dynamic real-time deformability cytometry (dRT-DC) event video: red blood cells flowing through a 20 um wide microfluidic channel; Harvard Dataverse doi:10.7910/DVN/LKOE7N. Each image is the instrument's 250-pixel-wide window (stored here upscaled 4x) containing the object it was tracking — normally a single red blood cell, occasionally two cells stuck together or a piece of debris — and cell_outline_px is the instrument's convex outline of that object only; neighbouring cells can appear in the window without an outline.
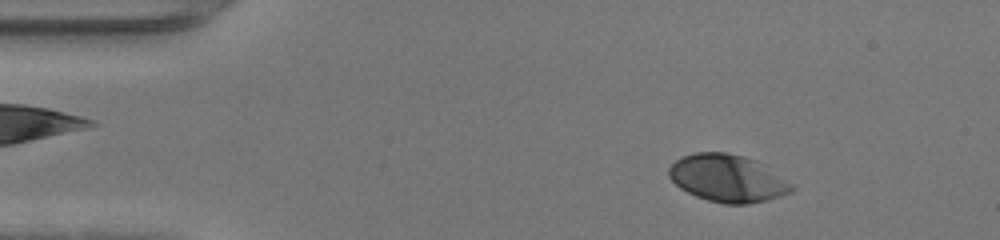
{"species": "human", "species_latin": "Homo sapiens", "temperature_condition": "warm", "stored_images_in_passage": 47, "camera_frame_rate_fps": 3000, "um_per_image_px": 0.085, "donor": {"sex": "female"}, "frame": {"image": 1, "passage_image": 6, "time_ms": 1.667, "image_size_px": [1000, 240], "cell_outline_px": [[796, 188], [792, 192], [780, 196], [748, 204], [724, 204], [708, 200], [696, 196], [680, 188], [668, 176], [668, 168], [680, 156], [696, 152], [728, 152], [744, 156], [756, 160], [796, 184]], "centroid_in_image_um": [61.87, 15.14], "position_along_channel_um": 23.1, "area_um2": 34.22}}
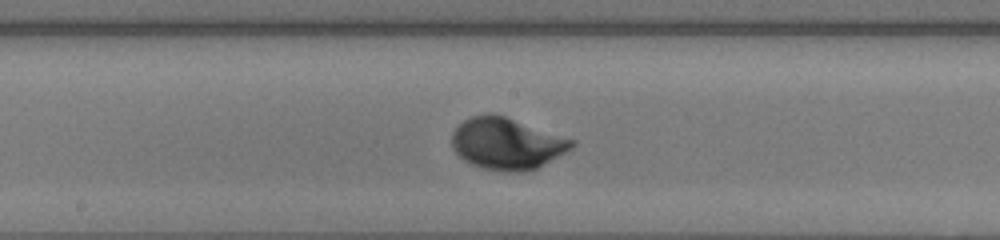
{"frame": {"image": 2, "passage_image": 24, "time_ms": 7.667, "image_size_px": [1000, 240], "cell_outline_px": [[576, 144], [572, 148], [536, 168], [524, 172], [504, 172], [480, 168], [464, 160], [452, 148], [452, 132], [464, 120], [472, 116], [488, 112], [492, 112], [576, 140]], "centroid_in_image_um": [43.06, 12.2], "position_along_channel_um": 205.1, "area_um2": 36.07}}
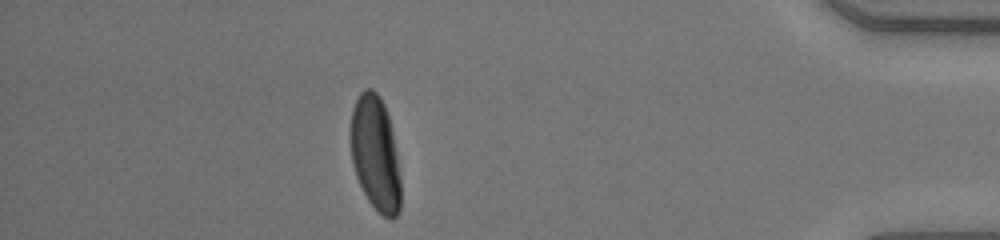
{"frame": {"image": 3, "passage_image": 41, "time_ms": 13.333, "image_size_px": [1000, 240], "cell_outline_px": [[400, 208], [396, 216], [392, 220], [388, 220], [368, 200], [356, 176], [352, 160], [352, 108], [360, 92], [364, 88], [372, 88], [380, 96], [384, 104], [388, 116], [392, 132], [400, 180]], "centroid_in_image_um": [31.91, 13.05], "position_along_channel_um": 403.3, "area_um2": 32.83}, "authors_computed_cell_mechanics": {"area_um2": 33.6974, "velocity_mm_per_s": 4.358, "shape_relaxation_time_tau1_ms": 1.9721, "shape_relaxation_time_tau2_ms": null, "deformation_change_tau1": 0.1714, "deformation_change_tau2": null}}